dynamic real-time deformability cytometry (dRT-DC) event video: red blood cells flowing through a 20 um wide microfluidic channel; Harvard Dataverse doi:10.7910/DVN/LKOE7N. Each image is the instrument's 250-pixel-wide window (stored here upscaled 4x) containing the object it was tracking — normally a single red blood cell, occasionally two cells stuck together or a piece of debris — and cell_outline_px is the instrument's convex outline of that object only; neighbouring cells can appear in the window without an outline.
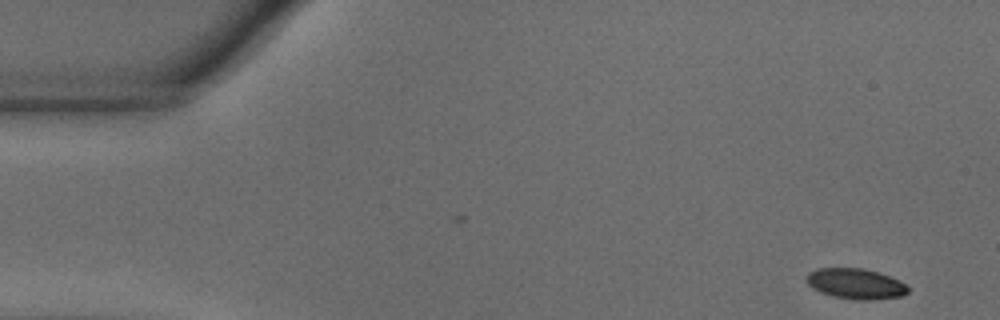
{"species": "common noctule bat (a hibernating species)", "species_latin": "Nyctalus noctula", "temperature_condition": "warm", "stored_images_in_passage": 53, "camera_frame_rate_fps": 3000, "um_per_image_px": 0.085, "animal": {"sex": "male", "body_mass_g": 18.8}, "frame": {"image": 1, "passage_image": 1, "time_ms": 0.0, "image_size_px": [1000, 320], "cell_outline_px": [[908, 292], [900, 296], [872, 300], [856, 300], [832, 296], [820, 292], [812, 288], [804, 280], [808, 272], [816, 268], [864, 268], [880, 272], [900, 280], [908, 284]], "centroid_in_image_um": [72.72, 24.11], "position_along_channel_um": 12.3, "area_um2": 18.38}}
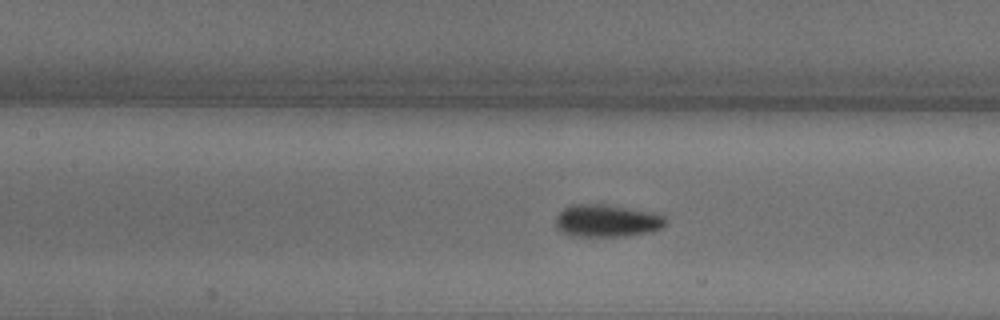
{"frame": {"image": 2, "passage_image": 22, "time_ms": 7.0, "image_size_px": [1000, 320], "cell_outline_px": [[664, 228], [652, 232], [624, 236], [572, 236], [560, 232], [556, 228], [556, 216], [564, 208], [572, 204], [604, 204], [652, 212], [664, 216]], "centroid_in_image_um": [51.56, 18.77], "position_along_channel_um": 155.8, "area_um2": 20.87}}
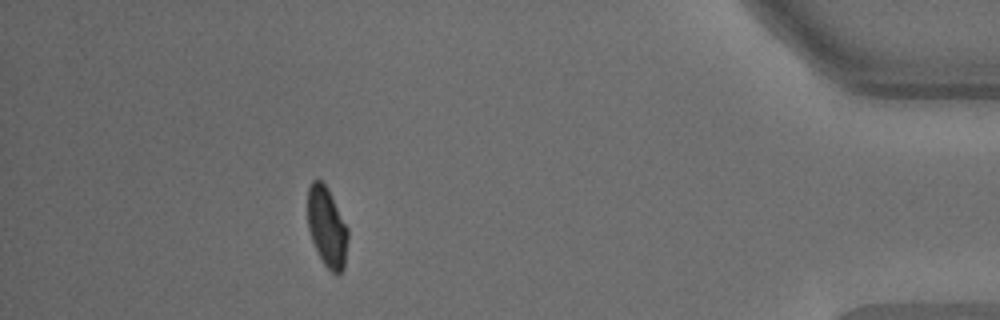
{"frame": {"image": 3, "passage_image": 47, "time_ms": 15.333, "image_size_px": [1000, 320], "cell_outline_px": [[348, 240], [344, 268], [336, 276], [324, 264], [312, 240], [308, 228], [308, 188], [312, 180], [320, 180], [328, 188], [348, 228]], "centroid_in_image_um": [27.8, 19.3], "position_along_channel_um": 407.4, "area_um2": 18.67}, "authors_computed_cell_mechanics": {"area_um2": 19.4786, "velocity_mm_per_s": 3.6602, "shape_relaxation_time_tau1_ms": 4.5962, "shape_relaxation_time_tau2_ms": 0.8231, "deformation_change_tau1": 0.1406, "deformation_change_tau2": 0.0359}}